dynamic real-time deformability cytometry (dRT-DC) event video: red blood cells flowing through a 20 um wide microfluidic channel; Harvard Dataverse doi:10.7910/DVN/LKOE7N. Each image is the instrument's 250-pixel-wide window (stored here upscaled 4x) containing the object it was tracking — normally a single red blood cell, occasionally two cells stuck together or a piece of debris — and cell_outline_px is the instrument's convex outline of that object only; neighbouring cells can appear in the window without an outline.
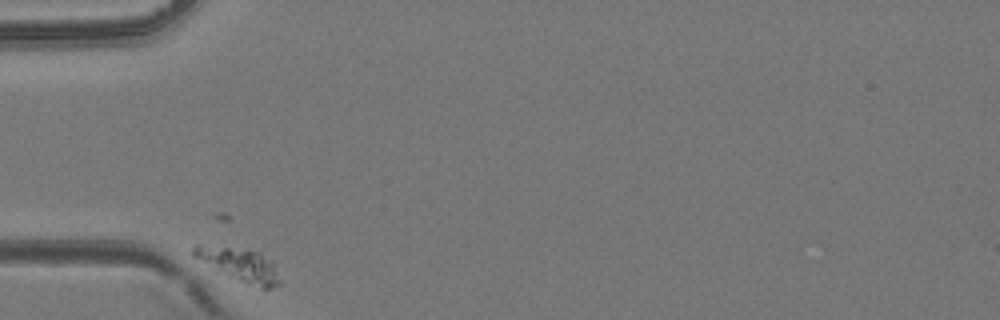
{"species": "common noctule bat (a hibernating species)", "species_latin": "Nyctalus noctula", "temperature_condition": "room temperature", "stored_images_in_passage": 34, "camera_frame_rate_fps": 3000, "um_per_image_px": 0.085, "animal": {"sex": "female", "body_mass_g": 24.6, "forearm_length_mm": 56.2}, "frame": {"image": 1, "passage_image": 1, "time_ms": 0.0, "image_size_px": [1000, 320], "cell_outline_px": [[280, 284], [272, 288], [260, 288], [212, 272], [192, 256], [192, 248], [196, 244], [200, 244], [260, 252], [272, 260], [280, 280]], "centroid_in_image_um": [20.27, 22.52], "position_along_channel_um": 64.7, "area_um2": 17.28}}
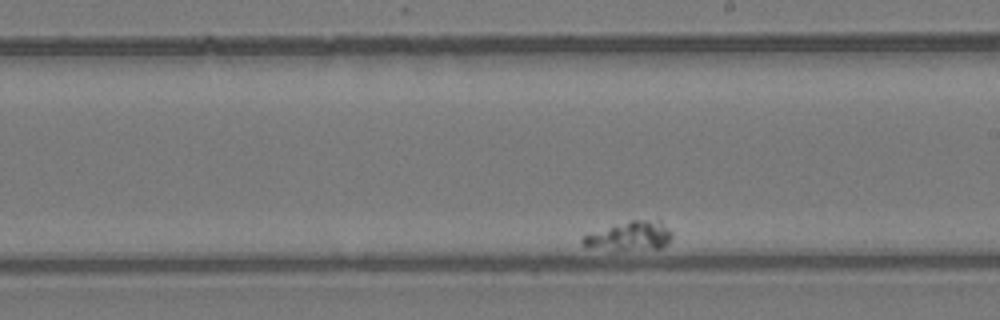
{"frame": {"image": 2, "passage_image": 20, "time_ms": 6.333, "image_size_px": [1000, 320], "cell_outline_px": [[672, 236], [668, 244], [660, 248], [612, 252], [584, 248], [580, 244], [580, 240], [588, 232], [632, 220], [660, 220], [672, 232]], "centroid_in_image_um": [53.43, 20.11], "position_along_channel_um": 235.6, "area_um2": 15.95}}
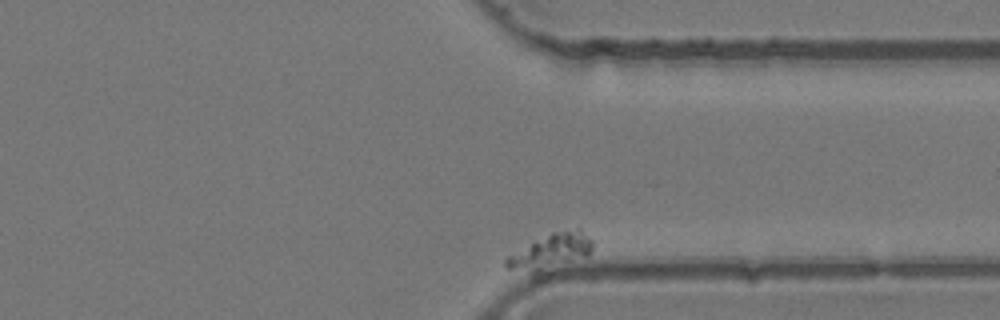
{"frame": {"image": 3, "passage_image": 34, "time_ms": 11.0, "image_size_px": [1000, 320], "cell_outline_px": [[592, 248], [588, 256], [512, 268], [504, 268], [504, 260], [508, 256], [552, 232], [576, 228], [580, 228], [592, 240]], "centroid_in_image_um": [46.94, 21.16], "position_along_channel_um": 364.5, "area_um2": 14.85}}